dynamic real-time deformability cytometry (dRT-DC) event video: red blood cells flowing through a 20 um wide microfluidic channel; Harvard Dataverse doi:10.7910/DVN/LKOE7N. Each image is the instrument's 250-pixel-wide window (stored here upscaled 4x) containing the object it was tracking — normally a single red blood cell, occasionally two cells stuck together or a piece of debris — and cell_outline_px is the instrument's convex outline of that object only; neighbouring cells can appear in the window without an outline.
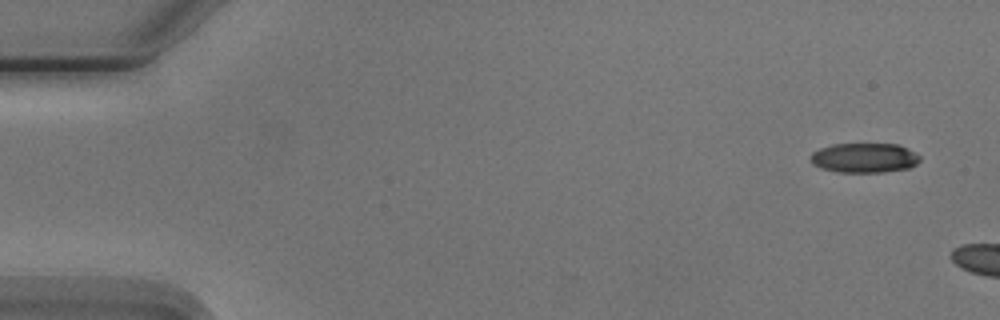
{"species": "Egyptian fruit bat (a non-hibernating species)", "species_latin": "Rousettus aegyptiacus", "temperature_condition": "cold", "stored_images_in_passage": 2, "camera_frame_rate_fps": 3000, "um_per_image_px": 0.085, "animal": {"sex": "male"}, "frame": {"image": 1, "passage_image": 1, "time_ms": 0.0, "image_size_px": [1000, 320], "cell_outline_px": [[920, 160], [916, 164], [908, 168], [884, 172], [836, 172], [820, 168], [812, 164], [808, 160], [808, 156], [812, 152], [820, 148], [832, 144], [900, 144], [916, 152], [920, 156]], "centroid_in_image_um": [73.43, 13.41], "position_along_channel_um": 11.6, "area_um2": 19.25}}